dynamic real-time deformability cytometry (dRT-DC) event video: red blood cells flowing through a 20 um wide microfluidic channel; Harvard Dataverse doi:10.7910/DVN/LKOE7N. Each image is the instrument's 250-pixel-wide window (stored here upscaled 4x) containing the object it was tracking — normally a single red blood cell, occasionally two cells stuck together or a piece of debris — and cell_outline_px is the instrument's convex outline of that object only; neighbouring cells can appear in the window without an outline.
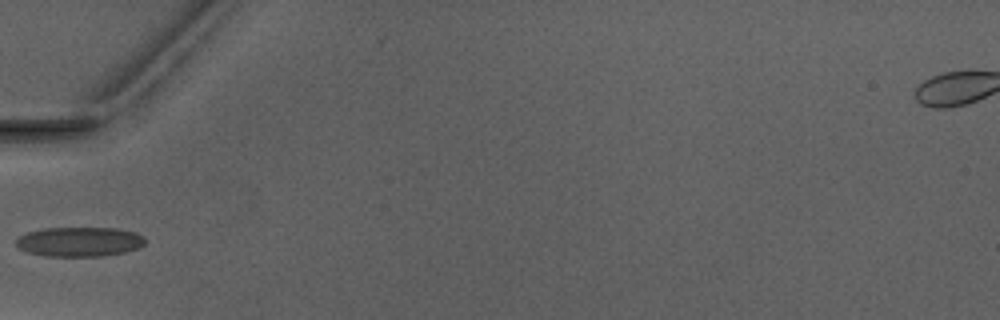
{"species": "Egyptian fruit bat (a non-hibernating species)", "species_latin": "Rousettus aegyptiacus", "temperature_condition": "warm", "stored_images_in_passage": 4, "camera_frame_rate_fps": 3000, "um_per_image_px": 0.085, "animal": {"sex": "male"}, "frame": {"image": 1, "passage_image": 3, "time_ms": 2.333, "image_size_px": [1000, 320], "cell_outline_px": [[144, 244], [140, 248], [124, 252], [100, 256], [44, 256], [28, 252], [20, 248], [16, 244], [16, 240], [20, 236], [28, 232], [44, 228], [116, 228], [136, 232], [144, 236]], "centroid_in_image_um": [6.78, 20.54], "position_along_channel_um": 78.2, "area_um2": 22.2}}
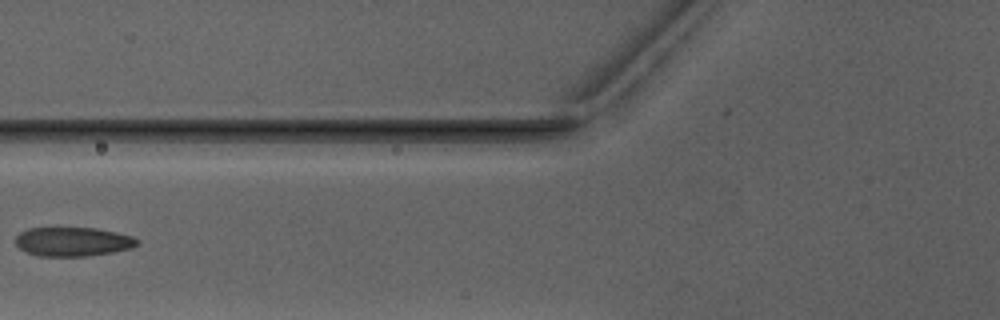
{"frame": {"image": 2, "passage_image": 4, "time_ms": 3.333, "image_size_px": [1000, 320], "cell_outline_px": [[140, 244], [132, 248], [112, 252], [88, 256], [40, 256], [24, 252], [16, 244], [16, 236], [20, 232], [28, 228], [96, 228], [116, 232], [132, 236]], "centroid_in_image_um": [6.18, 20.54], "position_along_channel_um": 119.6, "area_um2": 20.63}}